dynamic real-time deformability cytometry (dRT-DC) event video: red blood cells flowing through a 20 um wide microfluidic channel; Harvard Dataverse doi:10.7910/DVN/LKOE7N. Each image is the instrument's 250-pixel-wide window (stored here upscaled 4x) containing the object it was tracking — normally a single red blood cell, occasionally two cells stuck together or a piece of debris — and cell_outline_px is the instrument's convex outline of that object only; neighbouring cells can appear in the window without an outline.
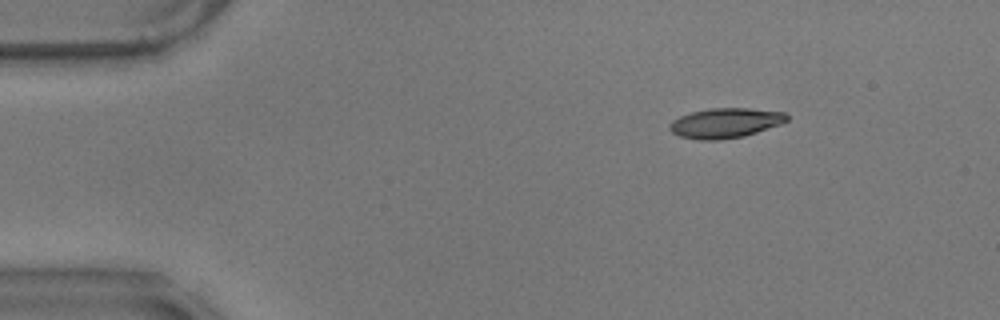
{"species": "common noctule bat (a hibernating species)", "species_latin": "Nyctalus noctula", "temperature_condition": "warm", "stored_images_in_passage": 50, "camera_frame_rate_fps": 3000, "um_per_image_px": 0.085, "animal": {"sex": "male", "body_mass_g": 17.9}, "frame": {"image": 1, "passage_image": 1, "time_ms": 0.0, "image_size_px": [1000, 320], "cell_outline_px": [[788, 120], [780, 124], [744, 136], [720, 140], [700, 140], [680, 136], [672, 132], [668, 128], [668, 124], [672, 120], [680, 116], [692, 112], [708, 108], [748, 108], [788, 112]], "centroid_in_image_um": [61.65, 10.45], "position_along_channel_um": 23.4, "area_um2": 20.52}}
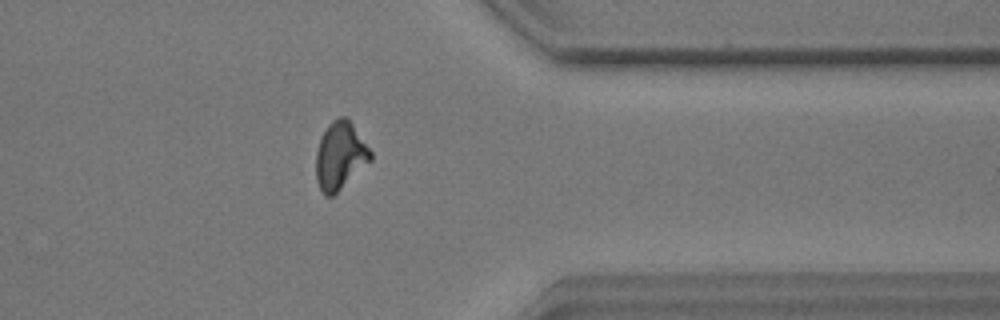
{"frame": {"image": 2, "passage_image": 39, "time_ms": 12.667, "image_size_px": [1000, 320], "cell_outline_px": [[372, 160], [332, 196], [324, 196], [316, 180], [316, 152], [320, 136], [328, 124], [332, 120], [340, 116], [348, 116], [372, 152]], "centroid_in_image_um": [28.9, 13.2], "position_along_channel_um": 382.5, "area_um2": 21.68}}
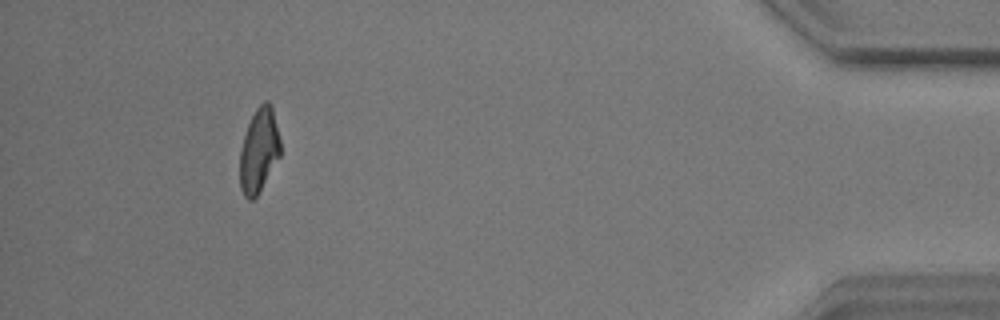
{"frame": {"image": 3, "passage_image": 46, "time_ms": 15.0, "image_size_px": [1000, 320], "cell_outline_px": [[280, 156], [256, 196], [252, 200], [248, 200], [244, 196], [240, 188], [240, 148], [248, 124], [256, 108], [264, 100], [268, 100], [272, 104], [280, 140]], "centroid_in_image_um": [22.01, 12.75], "position_along_channel_um": 413.2, "area_um2": 19.83}, "authors_computed_cell_mechanics": {"area_um2": 20.5479, "velocity_mm_per_s": 3.506, "shape_relaxation_time_tau1_ms": 4.5384, "shape_relaxation_time_tau2_ms": 1.894, "deformation_change_tau1": 0.1812, "deformation_change_tau2": 0.0955}}